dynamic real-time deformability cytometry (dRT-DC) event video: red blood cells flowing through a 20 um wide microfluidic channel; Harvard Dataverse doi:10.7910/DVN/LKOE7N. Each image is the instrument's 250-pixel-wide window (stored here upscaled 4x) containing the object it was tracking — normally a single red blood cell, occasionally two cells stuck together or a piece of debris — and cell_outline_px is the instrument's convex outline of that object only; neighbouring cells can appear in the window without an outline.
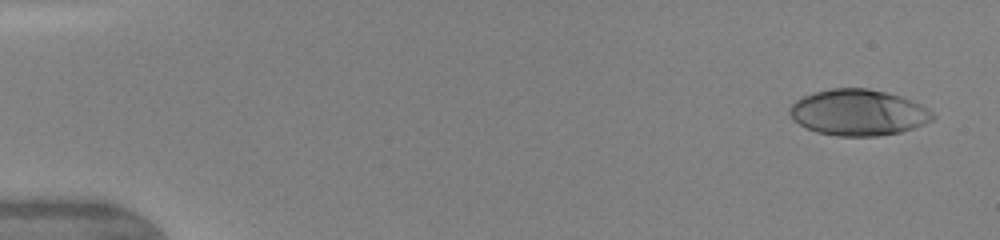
{"species": "human", "species_latin": "Homo sapiens", "temperature_condition": "warm", "stored_images_in_passage": 5, "camera_frame_rate_fps": 3000, "um_per_image_px": 0.085, "donor": {"sex": "female"}, "frame": {"image": 1, "passage_image": 1, "time_ms": 0.0, "image_size_px": [1000, 240], "cell_outline_px": [[936, 116], [932, 120], [924, 124], [900, 132], [876, 136], [840, 136], [816, 132], [800, 124], [792, 116], [788, 108], [796, 100], [804, 96], [816, 92], [832, 88], [868, 88], [900, 96], [912, 100], [928, 108]], "centroid_in_image_um": [72.98, 9.56], "position_along_channel_um": 12.0, "area_um2": 38.09}}
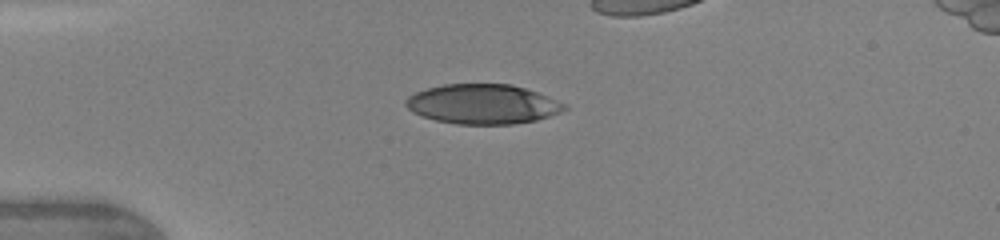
{"frame": {"image": 2, "passage_image": 4, "time_ms": 3.333, "image_size_px": [1000, 240], "cell_outline_px": [[568, 108], [560, 112], [536, 120], [512, 124], [456, 124], [436, 120], [412, 112], [404, 104], [404, 100], [408, 96], [416, 92], [428, 88], [444, 84], [512, 84], [548, 96], [568, 104]], "centroid_in_image_um": [41.04, 8.85], "position_along_channel_um": 44.0, "area_um2": 36.65}}